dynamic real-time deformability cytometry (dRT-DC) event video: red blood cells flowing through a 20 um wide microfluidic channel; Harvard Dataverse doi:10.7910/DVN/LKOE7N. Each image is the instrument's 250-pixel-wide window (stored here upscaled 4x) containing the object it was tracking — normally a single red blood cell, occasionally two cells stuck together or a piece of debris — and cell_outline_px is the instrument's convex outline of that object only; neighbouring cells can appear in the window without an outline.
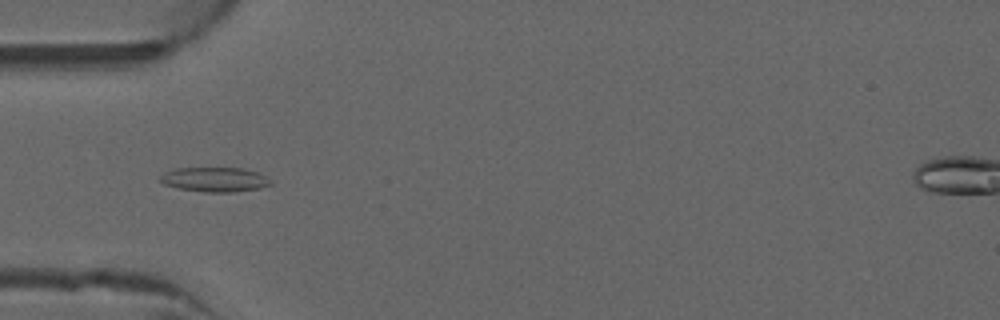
{"species": "common noctule bat (a hibernating species)", "species_latin": "Nyctalus noctula", "temperature_condition": "warm", "stored_images_in_passage": 52, "camera_frame_rate_fps": 3000, "um_per_image_px": 0.085, "animal": {"sex": "male", "forearm_length_mm": 52.5}, "frame": {"image": 1, "passage_image": 17, "time_ms": 5.333, "image_size_px": [1000, 320], "cell_outline_px": [[272, 184], [260, 188], [232, 192], [204, 192], [176, 188], [164, 184], [156, 176], [164, 172], [176, 168], [240, 168], [256, 172], [272, 180]], "centroid_in_image_um": [18.2, 15.26], "position_along_channel_um": 66.8, "area_um2": 15.9}}
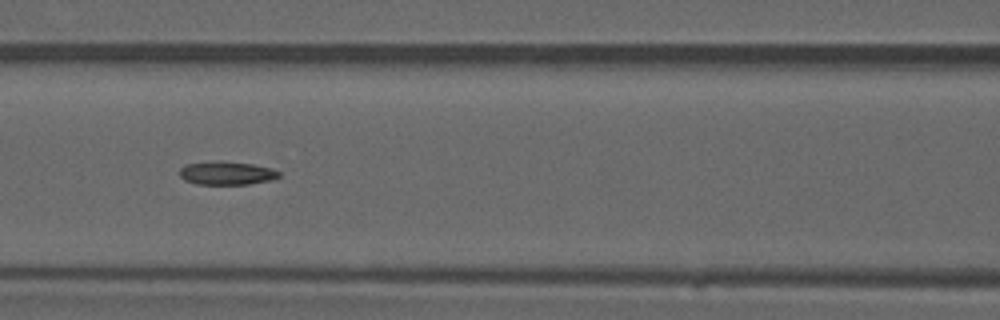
{"frame": {"image": 2, "passage_image": 23, "time_ms": 7.333, "image_size_px": [1000, 320], "cell_outline_px": [[280, 176], [268, 180], [248, 184], [196, 184], [184, 180], [180, 176], [180, 168], [188, 164], [252, 164], [272, 168], [280, 172]], "centroid_in_image_um": [19.3, 14.77], "position_along_channel_um": 147.3, "area_um2": 12.54}}
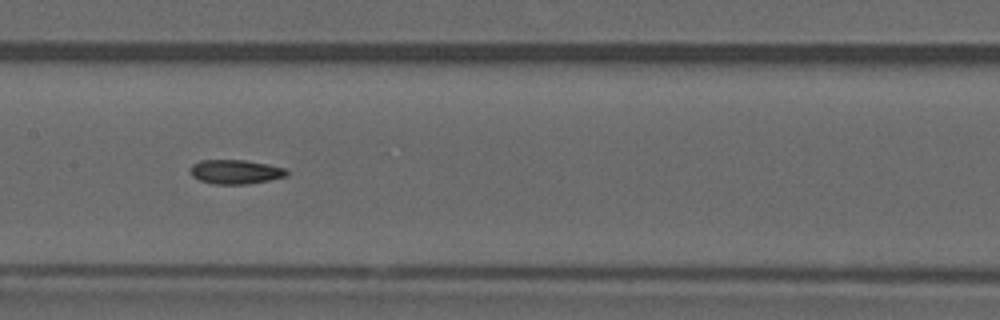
{"frame": {"image": 3, "passage_image": 26, "time_ms": 8.333, "image_size_px": [1000, 320], "cell_outline_px": [[288, 176], [248, 184], [212, 184], [200, 180], [192, 176], [192, 164], [200, 160], [244, 160], [268, 164], [284, 168], [288, 172]], "centroid_in_image_um": [20.03, 14.6], "position_along_channel_um": 187.4, "area_um2": 13.53}, "authors_computed_cell_mechanics": {"area_um2": 13.6119, "velocity_mm_per_s": 4.0201, "shape_relaxation_time_tau1_ms": null, "shape_relaxation_time_tau2_ms": 4.1101, "deformation_change_tau1": null, "deformation_change_tau2": 0.1113}}